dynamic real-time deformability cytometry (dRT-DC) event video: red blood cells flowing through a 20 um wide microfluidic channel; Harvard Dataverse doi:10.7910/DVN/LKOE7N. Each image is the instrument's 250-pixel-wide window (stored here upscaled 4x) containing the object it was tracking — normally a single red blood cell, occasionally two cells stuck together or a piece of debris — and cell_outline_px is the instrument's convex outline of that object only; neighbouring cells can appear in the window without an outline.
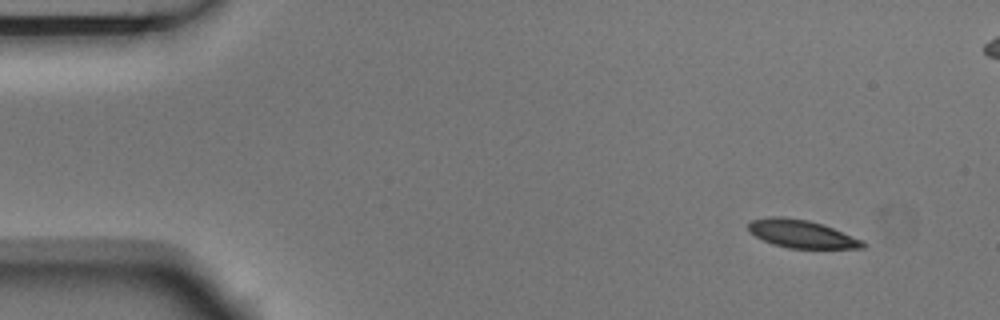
{"species": "Egyptian fruit bat (a non-hibernating species)", "species_latin": "Rousettus aegyptiacus", "temperature_condition": "room temperature", "stored_images_in_passage": 4, "camera_frame_rate_fps": 3000, "um_per_image_px": 0.085, "animal": {"sex": "male"}, "frame": {"image": 1, "passage_image": 1, "time_ms": 0.0, "image_size_px": [1000, 320], "cell_outline_px": [[868, 244], [864, 248], [788, 248], [772, 244], [756, 236], [748, 228], [748, 224], [752, 220], [768, 216], [784, 216], [808, 220], [824, 224], [864, 240]], "centroid_in_image_um": [68.19, 19.87], "position_along_channel_um": 16.8, "area_um2": 18.79}}
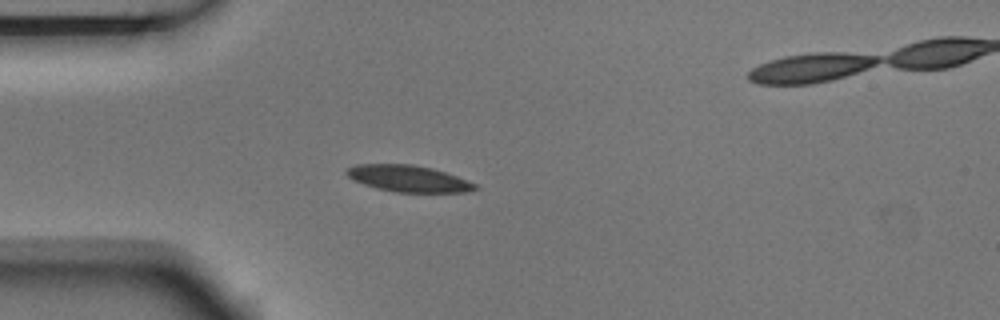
{"frame": {"image": 2, "passage_image": 3, "time_ms": 0.667, "image_size_px": [1000, 320], "cell_outline_px": [[480, 188], [468, 192], [396, 192], [376, 188], [352, 180], [344, 172], [348, 168], [356, 164], [412, 164], [432, 168], [456, 176], [476, 184]], "centroid_in_image_um": [34.7, 15.18], "position_along_channel_um": 50.3, "area_um2": 19.83}}